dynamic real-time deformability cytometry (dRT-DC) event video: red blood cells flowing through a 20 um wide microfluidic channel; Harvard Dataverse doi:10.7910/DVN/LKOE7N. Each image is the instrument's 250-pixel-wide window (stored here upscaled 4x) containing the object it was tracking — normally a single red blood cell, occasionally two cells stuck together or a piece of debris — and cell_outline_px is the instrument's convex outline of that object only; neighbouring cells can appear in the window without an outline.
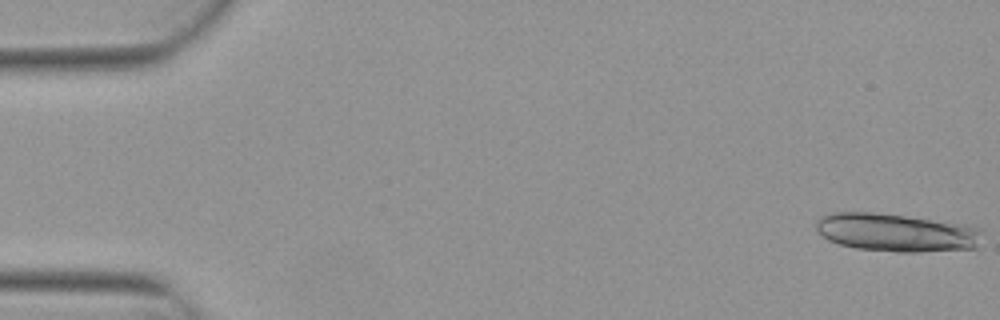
{"species": "Egyptian fruit bat (a non-hibernating species)", "species_latin": "Rousettus aegyptiacus", "temperature_condition": "warm", "stored_images_in_passage": 5, "camera_frame_rate_fps": 3000, "um_per_image_px": 0.085, "animal": {"sex": "female"}, "frame": {"image": 1, "passage_image": 1, "time_ms": 0.0, "image_size_px": [1000, 320], "cell_outline_px": [[984, 232], [976, 248], [920, 252], [896, 252], [856, 248], [840, 244], [828, 240], [816, 228], [816, 220], [820, 216], [832, 212], [872, 212], [968, 224], [980, 228]], "centroid_in_image_um": [76.22, 19.76], "position_along_channel_um": 8.8, "area_um2": 37.11}}